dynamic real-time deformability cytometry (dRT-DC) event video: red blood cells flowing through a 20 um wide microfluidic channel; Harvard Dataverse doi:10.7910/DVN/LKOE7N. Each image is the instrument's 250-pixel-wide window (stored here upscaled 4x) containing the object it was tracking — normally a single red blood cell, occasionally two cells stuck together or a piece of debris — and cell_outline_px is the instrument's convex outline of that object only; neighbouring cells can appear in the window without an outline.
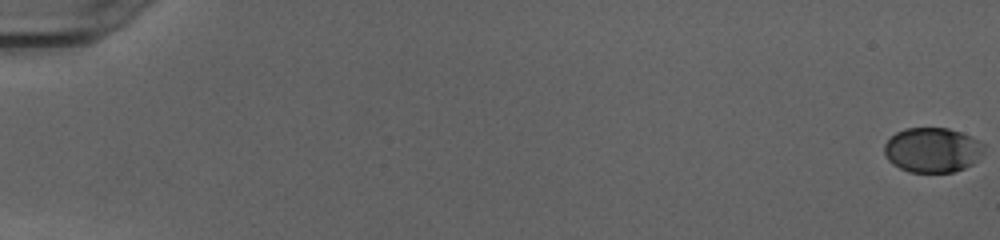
{"species": "human", "species_latin": "Homo sapiens", "temperature_condition": "cold", "stored_images_in_passage": 53, "camera_frame_rate_fps": 3000, "um_per_image_px": 0.085, "donor": {"sex": "female"}, "frame": {"image": 1, "passage_image": 1, "time_ms": 0.0, "image_size_px": [1000, 240], "cell_outline_px": [[984, 152], [972, 164], [964, 168], [952, 172], [908, 172], [892, 164], [884, 156], [884, 144], [896, 132], [904, 128], [948, 128], [960, 132], [984, 144]], "centroid_in_image_um": [79.22, 12.75], "position_along_channel_um": 5.8, "area_um2": 26.01}}
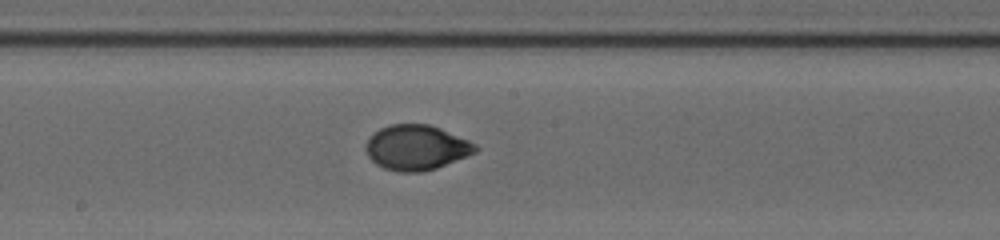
{"frame": {"image": 2, "passage_image": 31, "time_ms": 10.0, "image_size_px": [1000, 240], "cell_outline_px": [[480, 148], [476, 152], [436, 168], [420, 172], [400, 172], [384, 168], [376, 164], [368, 156], [364, 148], [368, 140], [380, 128], [388, 124], [428, 124], [440, 128], [468, 140], [476, 144]], "centroid_in_image_um": [35.39, 12.54], "position_along_channel_um": 212.8, "area_um2": 28.61}}
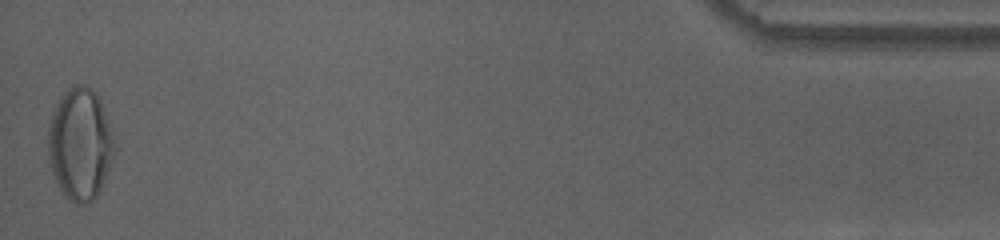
{"frame": {"image": 3, "passage_image": 53, "time_ms": 17.333, "image_size_px": [1000, 240], "cell_outline_px": [[116, 148], [112, 160], [100, 192], [88, 204], [76, 204], [64, 196], [52, 172], [48, 160], [48, 124], [52, 112], [60, 96], [72, 84], [88, 84], [100, 96], [112, 132]], "centroid_in_image_um": [6.81, 12.21], "position_along_channel_um": 428.4, "area_um2": 43.99}, "authors_computed_cell_mechanics": {"area_um2": 28.2064, "velocity_mm_per_s": 4.0436, "shape_relaxation_time_tau1_ms": 3.9447, "shape_relaxation_time_tau2_ms": null, "deformation_change_tau1": 0.1695, "deformation_change_tau2": null}}